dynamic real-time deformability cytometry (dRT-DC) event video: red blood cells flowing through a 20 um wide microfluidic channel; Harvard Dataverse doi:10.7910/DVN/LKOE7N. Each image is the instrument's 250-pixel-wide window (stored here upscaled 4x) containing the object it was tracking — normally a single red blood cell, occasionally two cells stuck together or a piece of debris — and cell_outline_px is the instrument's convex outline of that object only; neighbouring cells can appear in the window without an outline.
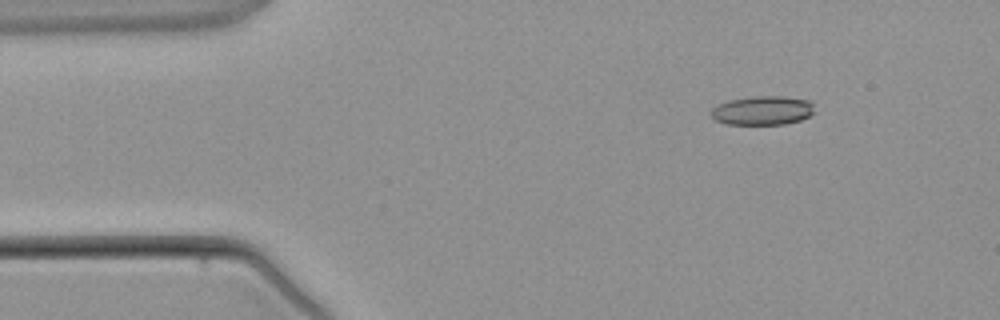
{"species": "common noctule bat (a hibernating species)", "species_latin": "Nyctalus noctula", "temperature_condition": "warm", "stored_images_in_passage": 4, "camera_frame_rate_fps": 3000, "um_per_image_px": 0.085, "animal": {"sex": "male", "body_mass_g": 21.5, "forearm_length_mm": 52.0}, "frame": {"image": 1, "passage_image": 4, "time_ms": 4.333, "image_size_px": [1000, 320], "cell_outline_px": [[812, 112], [808, 116], [800, 120], [784, 124], [728, 124], [716, 120], [708, 112], [712, 108], [728, 100], [752, 96], [784, 96], [808, 100], [812, 104]], "centroid_in_image_um": [64.78, 9.38], "position_along_channel_um": 20.2, "area_um2": 17.34}}